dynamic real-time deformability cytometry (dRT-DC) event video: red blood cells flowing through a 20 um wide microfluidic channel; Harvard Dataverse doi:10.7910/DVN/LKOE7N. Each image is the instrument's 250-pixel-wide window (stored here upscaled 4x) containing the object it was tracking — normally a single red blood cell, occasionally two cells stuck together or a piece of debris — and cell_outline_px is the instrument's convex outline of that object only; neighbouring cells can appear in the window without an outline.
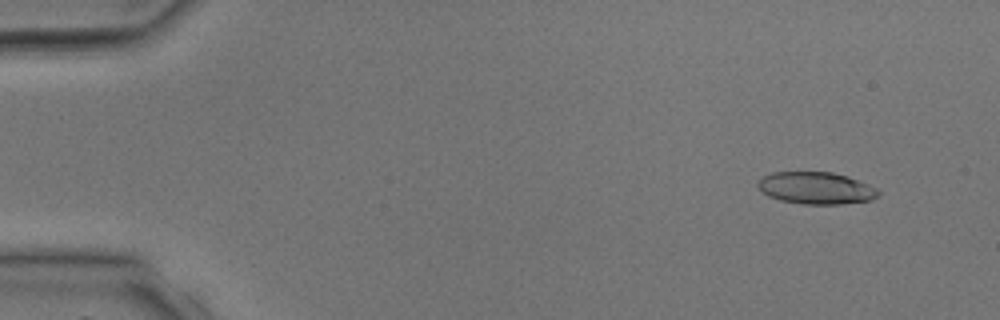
{"species": "common noctule bat (a hibernating species)", "species_latin": "Nyctalus noctula", "temperature_condition": "room temperature", "stored_images_in_passage": 4, "camera_frame_rate_fps": 3000, "um_per_image_px": 0.085, "animal": {"sex": "male", "body_mass_g": 17.9, "forearm_length_mm": 54.2}, "frame": {"image": 1, "passage_image": 2, "time_ms": 1.0, "image_size_px": [1000, 320], "cell_outline_px": [[880, 196], [872, 200], [840, 204], [804, 204], [780, 200], [768, 196], [760, 192], [756, 184], [756, 180], [772, 172], [832, 172], [848, 176], [876, 188], [880, 192]], "centroid_in_image_um": [69.33, 15.98], "position_along_channel_um": 15.7, "area_um2": 22.72}}
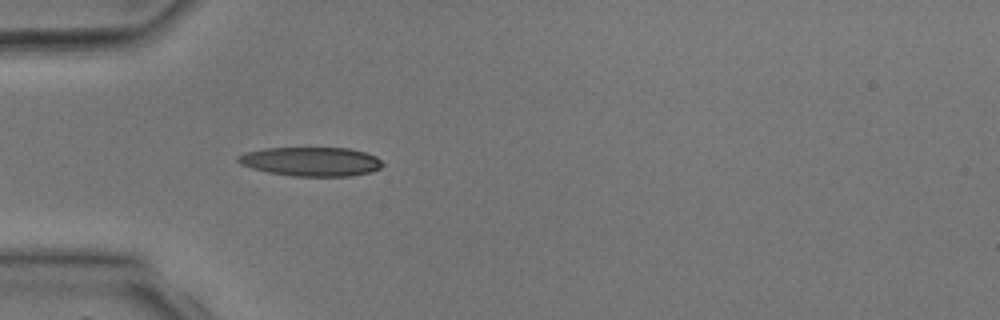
{"frame": {"image": 2, "passage_image": 4, "time_ms": 4.0, "image_size_px": [1000, 320], "cell_outline_px": [[384, 164], [380, 168], [368, 172], [348, 176], [292, 176], [268, 172], [252, 168], [240, 164], [236, 160], [236, 156], [244, 152], [264, 148], [348, 148], [364, 152], [376, 156]], "centroid_in_image_um": [26.39, 13.72], "position_along_channel_um": 58.6, "area_um2": 24.45}}